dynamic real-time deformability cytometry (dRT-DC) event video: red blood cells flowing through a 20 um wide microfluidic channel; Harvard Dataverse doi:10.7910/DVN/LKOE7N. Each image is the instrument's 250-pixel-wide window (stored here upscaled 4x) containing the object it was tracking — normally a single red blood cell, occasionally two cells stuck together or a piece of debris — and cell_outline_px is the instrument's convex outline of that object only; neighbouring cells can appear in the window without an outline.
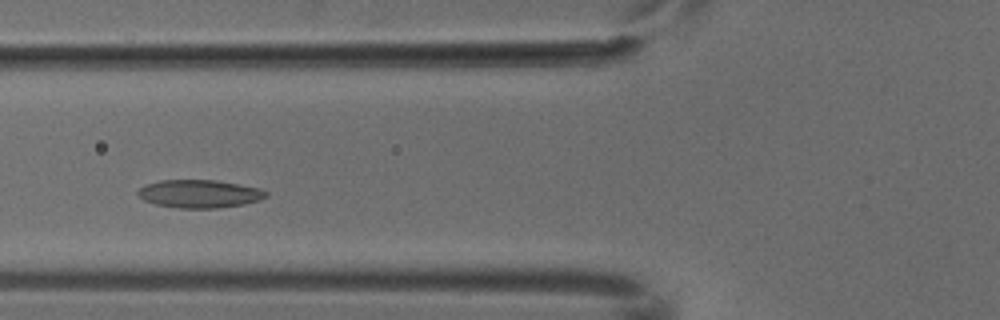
{"species": "common noctule bat (a hibernating species)", "species_latin": "Nyctalus noctula", "temperature_condition": "cold", "stored_images_in_passage": 7, "camera_frame_rate_fps": 3000, "um_per_image_px": 0.085, "animal": {"sex": "male", "body_mass_g": 18.8}, "frame": {"image": 1, "passage_image": 4, "time_ms": 1.0, "image_size_px": [1000, 320], "cell_outline_px": [[268, 196], [260, 200], [244, 204], [220, 208], [176, 208], [156, 204], [144, 200], [136, 192], [144, 184], [160, 180], [216, 180], [256, 188], [268, 192]], "centroid_in_image_um": [16.93, 16.48], "position_along_channel_um": 108.9, "area_um2": 20.87}}
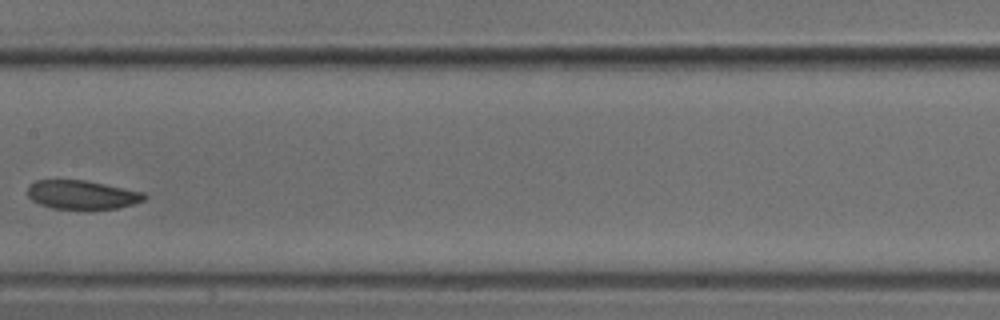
{"frame": {"image": 2, "passage_image": 6, "time_ms": 1.667, "image_size_px": [1000, 320], "cell_outline_px": [[148, 196], [144, 200], [132, 204], [116, 208], [52, 208], [40, 204], [32, 200], [28, 196], [28, 184], [36, 180], [84, 180], [144, 192]], "centroid_in_image_um": [6.95, 16.54], "position_along_channel_um": 200.4, "area_um2": 19.31}}
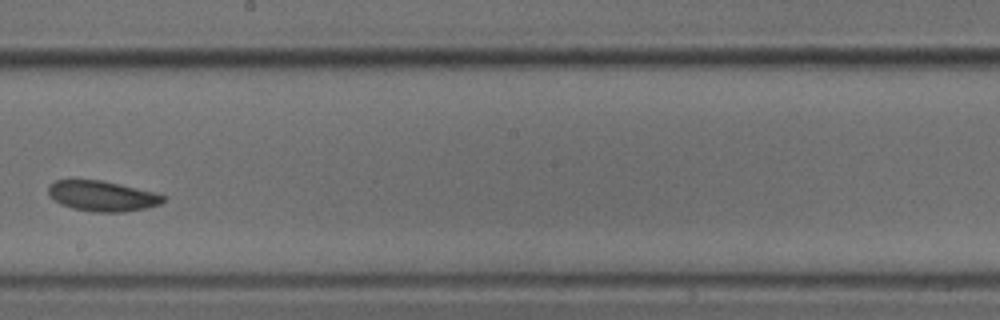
{"frame": {"image": 3, "passage_image": 7, "time_ms": 2.0, "image_size_px": [1000, 320], "cell_outline_px": [[164, 200], [160, 204], [144, 208], [124, 212], [92, 212], [72, 208], [60, 204], [48, 192], [48, 188], [56, 180], [100, 180], [152, 192], [164, 196]], "centroid_in_image_um": [8.67, 16.67], "position_along_channel_um": 239.5, "area_um2": 19.83}}